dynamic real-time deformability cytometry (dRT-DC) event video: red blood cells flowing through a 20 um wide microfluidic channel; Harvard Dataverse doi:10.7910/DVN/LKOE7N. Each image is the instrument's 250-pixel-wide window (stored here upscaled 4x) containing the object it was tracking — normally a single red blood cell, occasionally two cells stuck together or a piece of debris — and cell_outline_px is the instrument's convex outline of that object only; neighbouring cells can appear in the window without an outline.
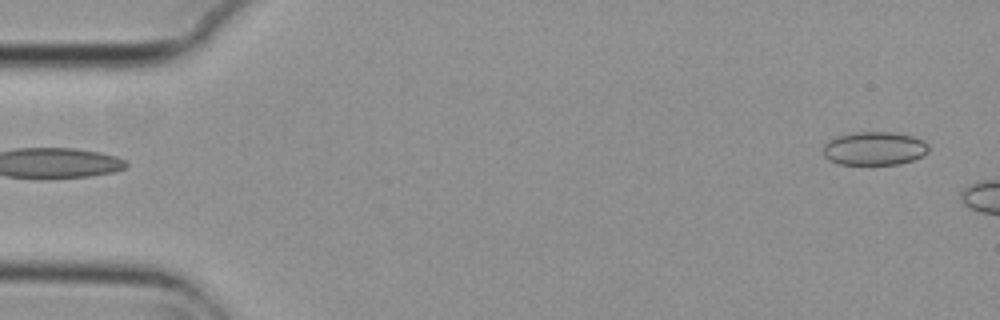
{"species": "common noctule bat (a hibernating species)", "species_latin": "Nyctalus noctula", "temperature_condition": "cold", "stored_images_in_passage": 6, "segment_of_instrument_passage": [2, 2], "camera_frame_rate_fps": 3000, "um_per_image_px": 0.085, "animal": {"sex": "female", "body_mass_g": 29.2, "forearm_length_mm": 56.3}, "frame": {"image": 1, "passage_image": 6, "time_ms": 1.667, "image_size_px": [1000, 320], "cell_outline_px": [[928, 152], [912, 160], [900, 164], [840, 164], [828, 160], [824, 156], [824, 144], [828, 140], [836, 136], [856, 132], [892, 132], [912, 136], [924, 140], [928, 144]], "centroid_in_image_um": [74.31, 12.61], "position_along_channel_um": 10.7, "area_um2": 20.58}}